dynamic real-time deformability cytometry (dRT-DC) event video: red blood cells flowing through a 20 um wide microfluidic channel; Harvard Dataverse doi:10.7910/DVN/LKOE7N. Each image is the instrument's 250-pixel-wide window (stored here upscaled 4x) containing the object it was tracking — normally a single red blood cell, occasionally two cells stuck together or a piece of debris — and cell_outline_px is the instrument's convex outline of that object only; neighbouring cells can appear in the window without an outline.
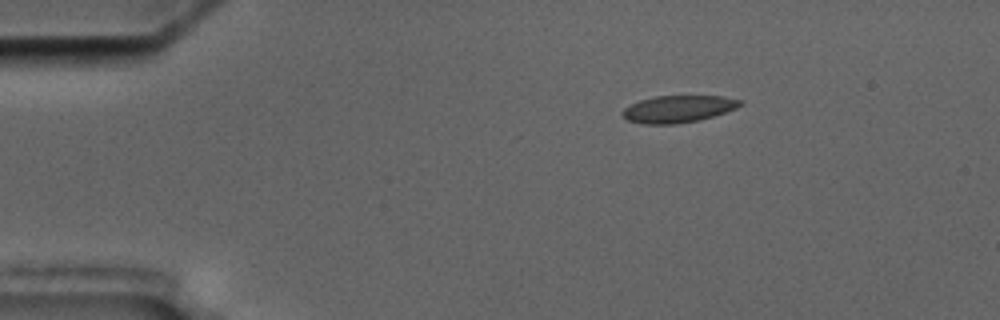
{"species": "common noctule bat (a hibernating species)", "species_latin": "Nyctalus noctula", "temperature_condition": "cold", "stored_images_in_passage": 3, "camera_frame_rate_fps": 3000, "um_per_image_px": 0.085, "animal": {"sex": "male", "body_mass_g": 17.5, "forearm_length_mm": 52.3}, "frame": {"image": 1, "passage_image": 1, "time_ms": 0.0, "image_size_px": [1000, 320], "cell_outline_px": [[744, 104], [736, 108], [700, 120], [676, 124], [644, 124], [628, 120], [620, 112], [624, 108], [640, 100], [656, 96], [724, 96], [744, 100]], "centroid_in_image_um": [57.68, 9.26], "position_along_channel_um": 27.3, "area_um2": 18.55}}